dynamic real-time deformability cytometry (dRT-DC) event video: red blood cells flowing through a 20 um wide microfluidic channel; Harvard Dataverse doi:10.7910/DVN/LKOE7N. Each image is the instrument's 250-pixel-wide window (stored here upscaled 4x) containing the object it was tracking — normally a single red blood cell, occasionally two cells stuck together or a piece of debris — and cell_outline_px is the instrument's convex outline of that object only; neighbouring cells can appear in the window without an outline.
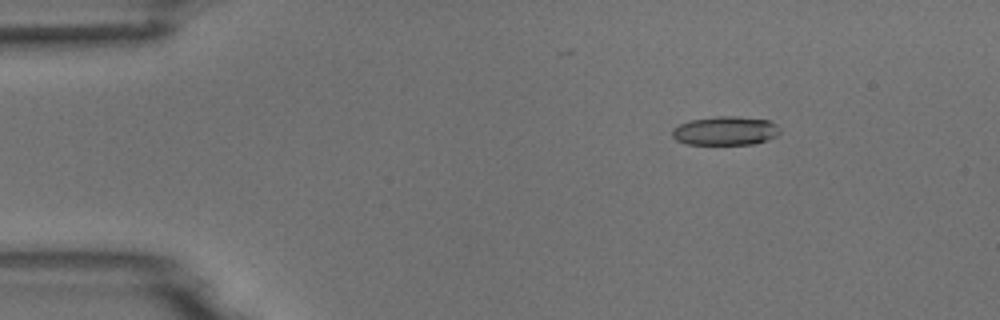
{"species": "common noctule bat (a hibernating species)", "species_latin": "Nyctalus noctula", "temperature_condition": "room temperature", "stored_images_in_passage": 5, "camera_frame_rate_fps": 3000, "um_per_image_px": 0.085, "animal": {"sex": "male", "body_mass_g": 18.8}, "frame": {"image": 1, "passage_image": 2, "time_ms": 2.0, "image_size_px": [1000, 320], "cell_outline_px": [[780, 132], [776, 136], [768, 140], [756, 144], [688, 144], [676, 140], [672, 136], [672, 128], [680, 124], [692, 120], [716, 116], [736, 116], [768, 120], [776, 124], [780, 128]], "centroid_in_image_um": [61.68, 11.12], "position_along_channel_um": 23.3, "area_um2": 18.15}}
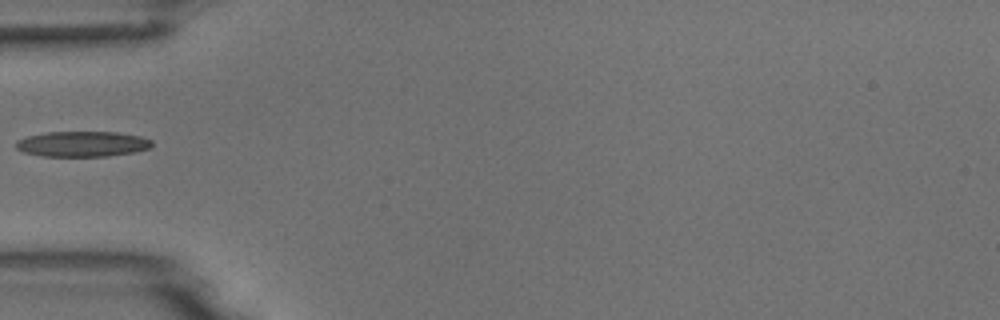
{"frame": {"image": 2, "passage_image": 5, "time_ms": 5.333, "image_size_px": [1000, 320], "cell_outline_px": [[152, 144], [148, 148], [136, 152], [108, 156], [40, 156], [24, 152], [16, 148], [16, 140], [28, 136], [48, 132], [116, 132], [140, 136], [152, 140]], "centroid_in_image_um": [7.0, 12.24], "position_along_channel_um": 78.0, "area_um2": 20.11}}